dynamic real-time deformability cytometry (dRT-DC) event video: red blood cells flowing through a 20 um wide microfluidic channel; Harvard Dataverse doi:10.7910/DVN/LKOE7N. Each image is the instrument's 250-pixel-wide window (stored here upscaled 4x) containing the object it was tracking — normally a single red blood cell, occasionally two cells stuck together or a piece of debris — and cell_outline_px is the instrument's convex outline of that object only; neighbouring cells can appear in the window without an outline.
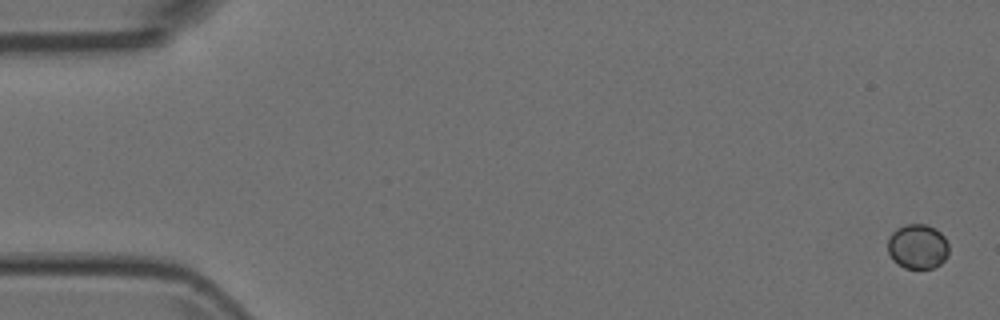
{"species": "Egyptian fruit bat (a non-hibernating species)", "species_latin": "Rousettus aegyptiacus", "temperature_condition": "room temperature", "stored_images_in_passage": 7, "camera_frame_rate_fps": 3000, "um_per_image_px": 0.085, "animal": {"sex": "female"}, "frame": {"image": 1, "passage_image": 1, "time_ms": 0.0, "image_size_px": [1000, 320], "cell_outline_px": [[948, 256], [940, 264], [932, 268], [904, 268], [896, 264], [892, 260], [888, 252], [888, 240], [892, 232], [896, 228], [904, 224], [924, 224], [936, 228], [944, 236], [948, 244]], "centroid_in_image_um": [77.99, 20.95], "position_along_channel_um": 7.0, "area_um2": 16.13}}